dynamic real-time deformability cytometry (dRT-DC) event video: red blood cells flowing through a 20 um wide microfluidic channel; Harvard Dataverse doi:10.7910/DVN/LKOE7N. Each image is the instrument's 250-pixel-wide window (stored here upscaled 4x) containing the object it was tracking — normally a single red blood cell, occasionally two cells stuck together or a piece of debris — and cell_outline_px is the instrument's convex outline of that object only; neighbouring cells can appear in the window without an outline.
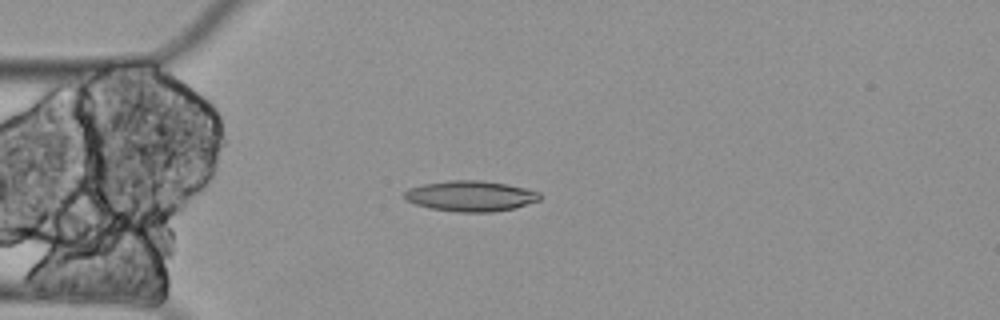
{"species": "Egyptian fruit bat (a non-hibernating species)", "species_latin": "Rousettus aegyptiacus", "temperature_condition": "cold", "stored_images_in_passage": 4, "camera_frame_rate_fps": 3000, "um_per_image_px": 0.085, "animal": {"sex": "female"}, "frame": {"image": 1, "passage_image": 4, "time_ms": 1.0, "image_size_px": [1000, 320], "cell_outline_px": [[540, 200], [516, 208], [492, 212], [456, 212], [432, 208], [416, 204], [404, 200], [404, 192], [408, 188], [424, 184], [452, 180], [480, 180], [508, 184], [540, 192]], "centroid_in_image_um": [40.01, 16.66], "position_along_channel_um": 45.0, "area_um2": 24.16}}